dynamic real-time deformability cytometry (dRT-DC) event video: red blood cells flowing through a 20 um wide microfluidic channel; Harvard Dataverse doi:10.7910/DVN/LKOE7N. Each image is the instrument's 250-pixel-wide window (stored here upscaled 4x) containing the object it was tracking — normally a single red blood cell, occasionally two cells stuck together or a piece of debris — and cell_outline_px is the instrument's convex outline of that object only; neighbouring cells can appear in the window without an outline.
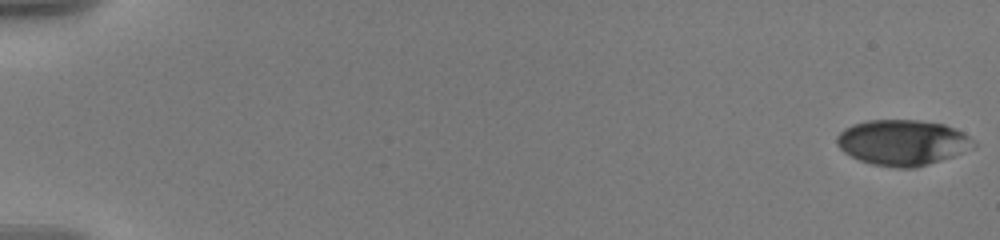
{"species": "human", "species_latin": "Homo sapiens", "temperature_condition": "warm", "stored_images_in_passage": 58, "camera_frame_rate_fps": 3000, "um_per_image_px": 0.085, "donor": {"sex": "male"}, "frame": {"image": 1, "passage_image": 1, "time_ms": 0.0, "image_size_px": [1000, 240], "cell_outline_px": [[976, 144], [972, 148], [952, 156], [916, 168], [896, 168], [872, 164], [860, 160], [844, 152], [836, 144], [836, 136], [844, 128], [852, 124], [868, 120], [916, 120], [944, 124], [964, 132]], "centroid_in_image_um": [76.69, 12.11], "position_along_channel_um": 8.3, "area_um2": 36.24}}
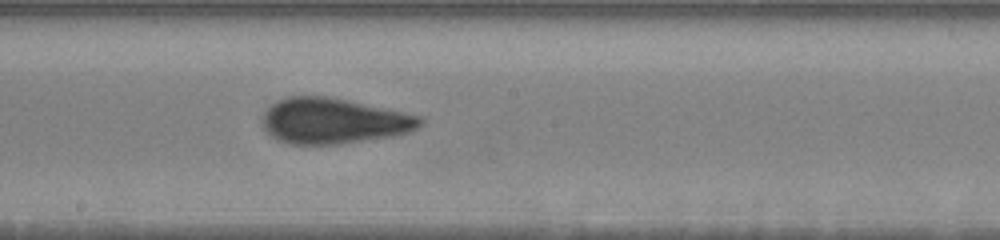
{"frame": {"image": 2, "passage_image": 34, "time_ms": 11.0, "image_size_px": [1000, 240], "cell_outline_px": [[424, 124], [412, 132], [392, 136], [336, 144], [288, 144], [276, 140], [264, 128], [260, 120], [264, 112], [276, 100], [288, 96], [324, 96], [424, 116]], "centroid_in_image_um": [28.35, 10.28], "position_along_channel_um": 219.8, "area_um2": 41.96}}
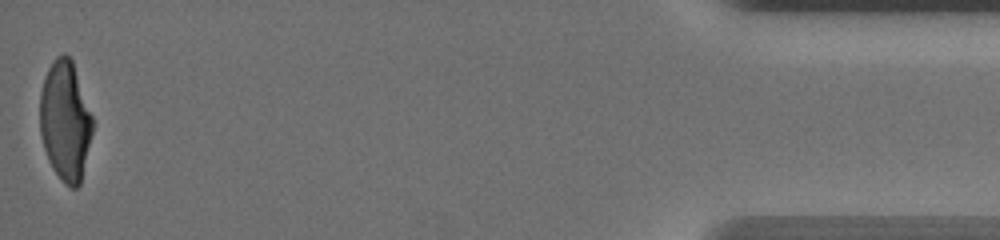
{"frame": {"image": 3, "passage_image": 58, "time_ms": 19.0, "image_size_px": [1000, 240], "cell_outline_px": [[92, 132], [80, 184], [76, 188], [72, 188], [64, 184], [52, 168], [48, 160], [44, 148], [40, 132], [40, 92], [44, 76], [52, 60], [56, 56], [64, 52], [72, 60], [92, 116]], "centroid_in_image_um": [5.52, 10.26], "position_along_channel_um": 429.7, "area_um2": 36.65}, "authors_computed_cell_mechanics": {"area_um2": 39.015, "velocity_mm_per_s": 3.5843, "shape_relaxation_time_tau1_ms": 5.9934, "shape_relaxation_time_tau2_ms": 1.0444, "deformation_change_tau1": 0.2041, "deformation_change_tau2": 0.0813}}